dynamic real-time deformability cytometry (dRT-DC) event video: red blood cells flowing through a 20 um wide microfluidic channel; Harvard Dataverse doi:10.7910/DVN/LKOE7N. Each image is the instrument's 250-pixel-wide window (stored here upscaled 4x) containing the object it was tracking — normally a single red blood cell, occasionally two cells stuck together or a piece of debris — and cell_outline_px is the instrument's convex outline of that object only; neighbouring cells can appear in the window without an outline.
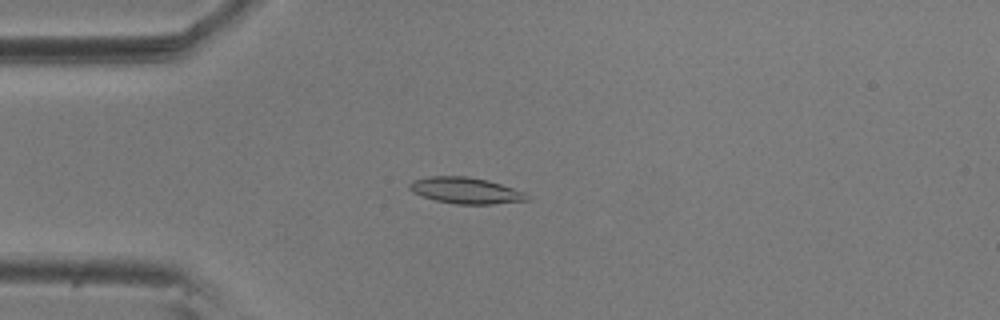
{"species": "common noctule bat (a hibernating species)", "species_latin": "Nyctalus noctula", "temperature_condition": "room temperature", "stored_images_in_passage": 54, "camera_frame_rate_fps": 3000, "um_per_image_px": 0.085, "animal": {"sex": "male", "body_mass_g": 20.5, "forearm_length_mm": 52.5}, "frame": {"image": 1, "passage_image": 13, "time_ms": 4.0, "image_size_px": [1000, 320], "cell_outline_px": [[532, 196], [528, 200], [492, 204], [456, 204], [436, 200], [412, 192], [408, 188], [408, 184], [412, 180], [428, 176], [468, 176], [488, 180], [524, 192]], "centroid_in_image_um": [39.57, 16.18], "position_along_channel_um": 45.4, "area_um2": 17.98}}
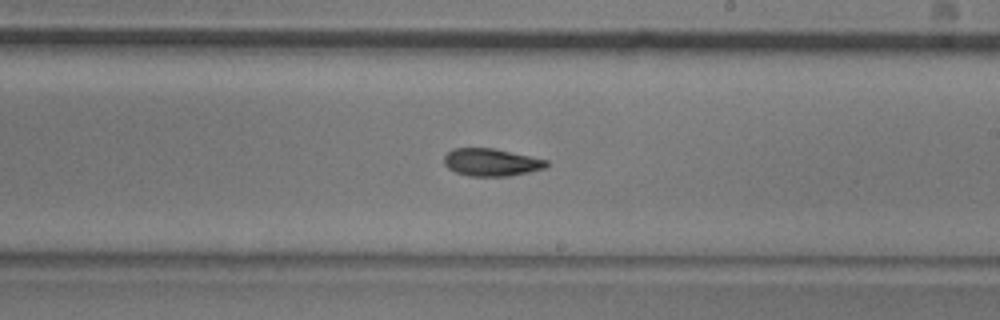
{"frame": {"image": 2, "passage_image": 31, "time_ms": 10.0, "image_size_px": [1000, 320], "cell_outline_px": [[552, 164], [544, 168], [528, 172], [508, 176], [468, 176], [456, 172], [448, 168], [444, 164], [444, 156], [452, 148], [492, 148], [548, 160]], "centroid_in_image_um": [41.76, 13.79], "position_along_channel_um": 247.2, "area_um2": 16.42}}
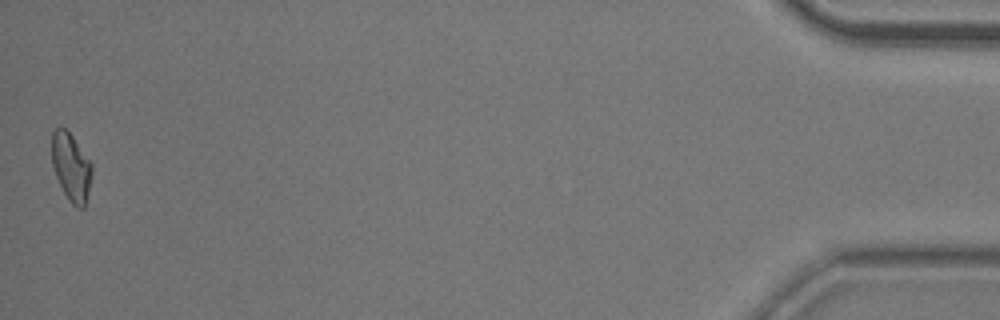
{"frame": {"image": 3, "passage_image": 54, "time_ms": 17.667, "image_size_px": [1000, 320], "cell_outline_px": [[92, 176], [84, 208], [76, 208], [68, 200], [56, 176], [52, 164], [52, 132], [56, 128], [64, 128], [72, 136], [92, 164]], "centroid_in_image_um": [6.05, 14.22], "position_along_channel_um": 429.2, "area_um2": 15.66}, "authors_computed_cell_mechanics": {"area_um2": 16.5597, "velocity_mm_per_s": 3.616, "shape_relaxation_time_tau1_ms": 6.395, "shape_relaxation_time_tau2_ms": 4.1936, "deformation_change_tau1": 0.1614, "deformation_change_tau2": 0.0933}}